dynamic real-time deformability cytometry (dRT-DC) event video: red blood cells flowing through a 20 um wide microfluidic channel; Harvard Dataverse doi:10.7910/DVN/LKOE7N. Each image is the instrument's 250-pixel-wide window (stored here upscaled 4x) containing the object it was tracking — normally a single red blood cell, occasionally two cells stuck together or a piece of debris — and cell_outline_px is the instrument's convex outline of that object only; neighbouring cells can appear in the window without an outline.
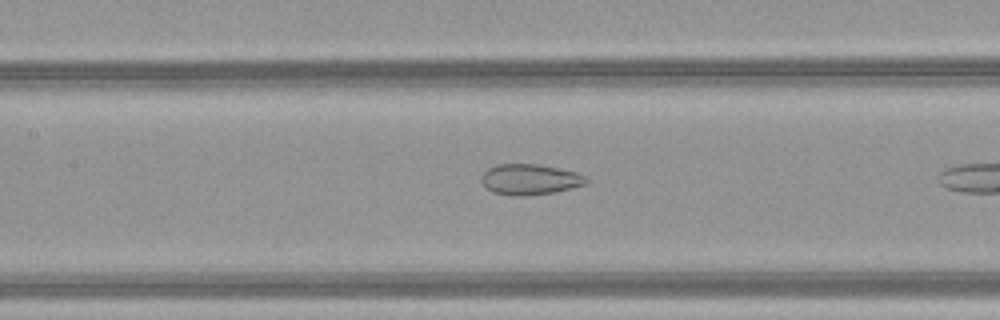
{"species": "common noctule bat (a hibernating species)", "species_latin": "Nyctalus noctula", "temperature_condition": "warm", "stored_images_in_passage": 11, "camera_frame_rate_fps": 3000, "um_per_image_px": 0.085, "animal": {"sex": "female", "body_mass_g": 21.9}, "frame": {"image": 1, "passage_image": 10, "time_ms": 3.0, "image_size_px": [1000, 320], "cell_outline_px": [[588, 184], [572, 188], [552, 192], [520, 196], [512, 196], [492, 192], [480, 180], [480, 176], [488, 168], [496, 164], [536, 164], [576, 172], [584, 176], [588, 180]], "centroid_in_image_um": [45.02, 15.25], "position_along_channel_um": 162.4, "area_um2": 18.61}}